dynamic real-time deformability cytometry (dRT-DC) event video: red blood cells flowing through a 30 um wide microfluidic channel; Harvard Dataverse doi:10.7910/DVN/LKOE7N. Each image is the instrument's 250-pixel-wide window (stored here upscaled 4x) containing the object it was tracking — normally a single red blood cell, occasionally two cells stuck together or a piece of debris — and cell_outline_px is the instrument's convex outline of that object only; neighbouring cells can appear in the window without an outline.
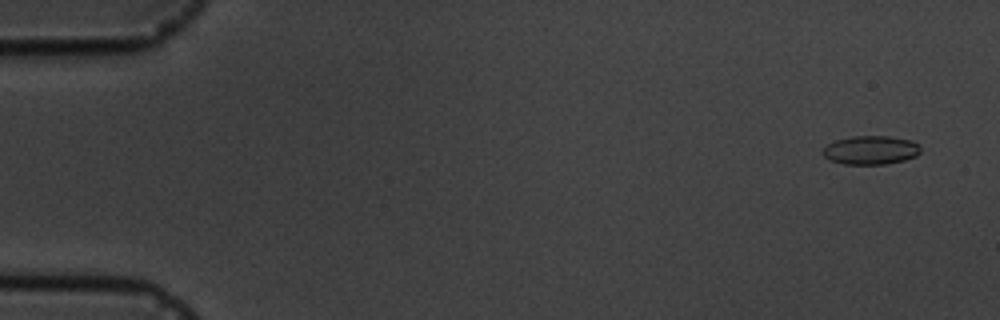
{"species": "common noctule bat (a hibernating species)", "species_latin": "Nyctalus noctula", "temperature_condition": "cold", "stored_images_in_passage": 5, "camera_frame_rate_fps": 3000, "um_per_image_px": 0.085, "animal": {"sex": "male", "body_mass_g": 19.5, "forearm_length_mm": 54.6}, "frame": {"image": 1, "passage_image": 1, "time_ms": 0.0, "image_size_px": [1000, 320], "cell_outline_px": [[920, 152], [916, 156], [904, 160], [884, 164], [844, 164], [828, 160], [820, 152], [828, 144], [836, 140], [852, 136], [888, 136], [912, 140], [920, 144]], "centroid_in_image_um": [74.01, 12.75], "position_along_channel_um": 11.0, "area_um2": 16.47}}
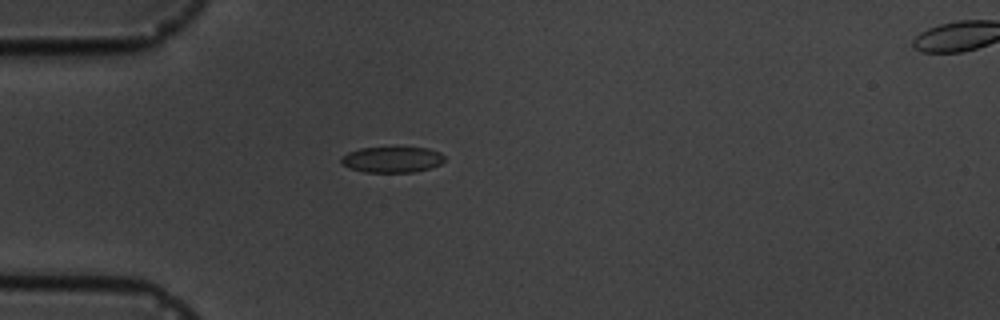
{"frame": {"image": 2, "passage_image": 4, "time_ms": 4.333, "image_size_px": [1000, 320], "cell_outline_px": [[444, 160], [440, 164], [432, 168], [412, 172], [364, 172], [352, 168], [344, 164], [340, 160], [340, 156], [348, 152], [360, 148], [396, 144], [428, 148], [440, 152], [444, 156]], "centroid_in_image_um": [33.35, 13.5], "position_along_channel_um": 51.6, "area_um2": 16.42}}